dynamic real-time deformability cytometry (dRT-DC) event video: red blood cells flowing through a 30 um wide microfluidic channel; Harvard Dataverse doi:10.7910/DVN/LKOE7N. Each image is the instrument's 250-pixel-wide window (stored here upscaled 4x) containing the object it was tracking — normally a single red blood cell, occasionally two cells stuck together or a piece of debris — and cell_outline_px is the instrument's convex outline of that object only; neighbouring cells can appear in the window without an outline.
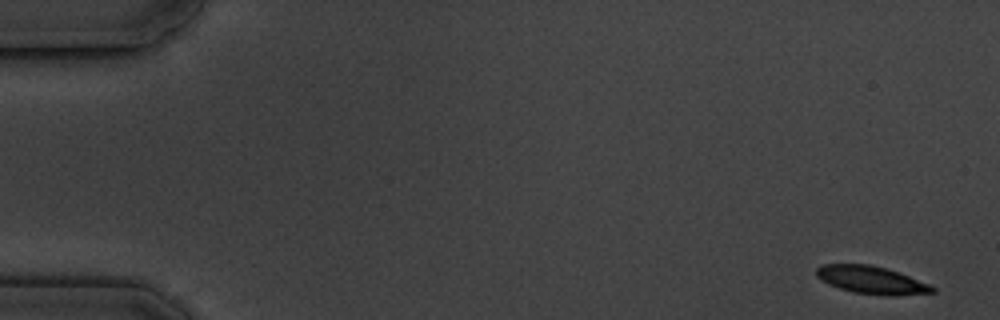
{"species": "common noctule bat (a hibernating species)", "species_latin": "Nyctalus noctula", "temperature_condition": "cold", "stored_images_in_passage": 9, "camera_frame_rate_fps": 3000, "um_per_image_px": 0.085, "animal": {"sex": "male", "body_mass_g": 19.5, "forearm_length_mm": 54.6}, "frame": {"image": 1, "passage_image": 1, "time_ms": 0.0, "image_size_px": [1000, 320], "cell_outline_px": [[936, 292], [896, 296], [884, 296], [852, 292], [828, 284], [820, 280], [816, 276], [816, 268], [824, 264], [868, 264], [884, 268], [908, 276], [928, 284], [936, 288]], "centroid_in_image_um": [74.05, 23.82], "position_along_channel_um": 11.0, "area_um2": 18.67}}
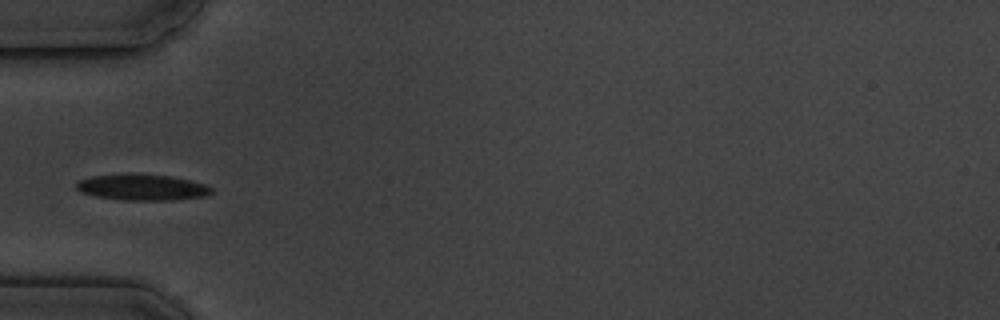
{"frame": {"image": 2, "passage_image": 6, "time_ms": 5.667, "image_size_px": [1000, 320], "cell_outline_px": [[212, 192], [204, 196], [172, 200], [120, 200], [96, 196], [80, 192], [76, 188], [76, 184], [80, 180], [92, 176], [172, 176], [204, 184], [212, 188]], "centroid_in_image_um": [12.09, 15.96], "position_along_channel_um": 72.9, "area_um2": 19.59}}